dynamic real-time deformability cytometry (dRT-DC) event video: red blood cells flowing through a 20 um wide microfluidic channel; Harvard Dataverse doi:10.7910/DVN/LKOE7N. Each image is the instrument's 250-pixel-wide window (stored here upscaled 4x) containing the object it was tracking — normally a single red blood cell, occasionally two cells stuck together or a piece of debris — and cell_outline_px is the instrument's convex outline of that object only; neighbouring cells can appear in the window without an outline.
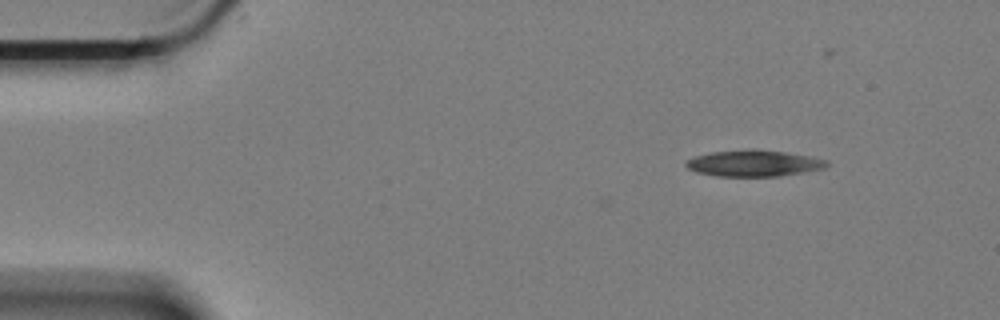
{"species": "Egyptian fruit bat (a non-hibernating species)", "species_latin": "Rousettus aegyptiacus", "temperature_condition": "cold", "stored_images_in_passage": 42, "camera_frame_rate_fps": 3000, "um_per_image_px": 0.085, "animal": {"sex": "female"}, "frame": {"image": 1, "passage_image": 1, "time_ms": 0.0, "image_size_px": [1000, 320], "cell_outline_px": [[828, 164], [824, 168], [804, 172], [780, 176], [716, 176], [696, 172], [688, 168], [684, 164], [688, 160], [696, 156], [712, 152], [784, 152], [812, 156], [828, 160]], "centroid_in_image_um": [64.11, 13.93], "position_along_channel_um": 20.9, "area_um2": 20.58}}
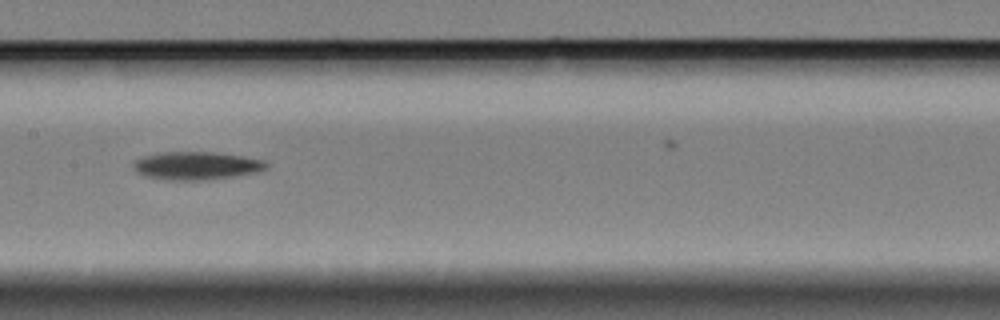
{"frame": {"image": 2, "passage_image": 23, "time_ms": 7.333, "image_size_px": [1000, 320], "cell_outline_px": [[268, 168], [260, 172], [204, 180], [168, 180], [144, 176], [136, 172], [132, 168], [132, 164], [136, 160], [144, 156], [160, 152], [212, 152], [240, 156], [264, 160], [268, 164]], "centroid_in_image_um": [16.68, 14.09], "position_along_channel_um": 190.7, "area_um2": 21.73}}
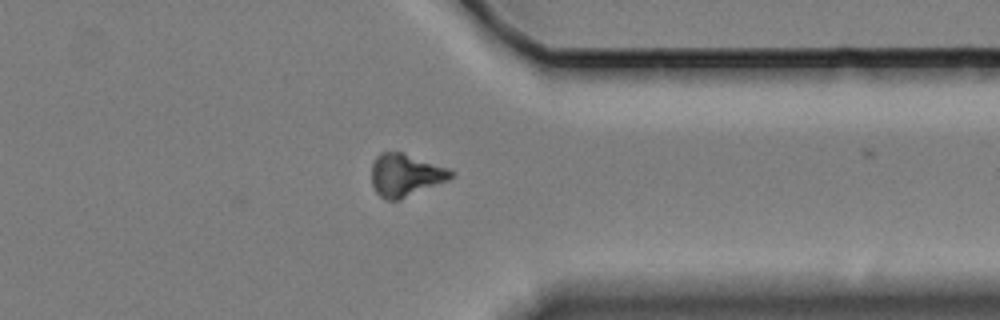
{"frame": {"image": 3, "passage_image": 40, "time_ms": 13.0, "image_size_px": [1000, 320], "cell_outline_px": [[456, 172], [448, 180], [400, 200], [388, 200], [380, 196], [376, 192], [372, 184], [372, 164], [376, 156], [380, 152], [404, 152], [448, 168]], "centroid_in_image_um": [34.46, 14.87], "position_along_channel_um": 376.9, "area_um2": 19.77}}